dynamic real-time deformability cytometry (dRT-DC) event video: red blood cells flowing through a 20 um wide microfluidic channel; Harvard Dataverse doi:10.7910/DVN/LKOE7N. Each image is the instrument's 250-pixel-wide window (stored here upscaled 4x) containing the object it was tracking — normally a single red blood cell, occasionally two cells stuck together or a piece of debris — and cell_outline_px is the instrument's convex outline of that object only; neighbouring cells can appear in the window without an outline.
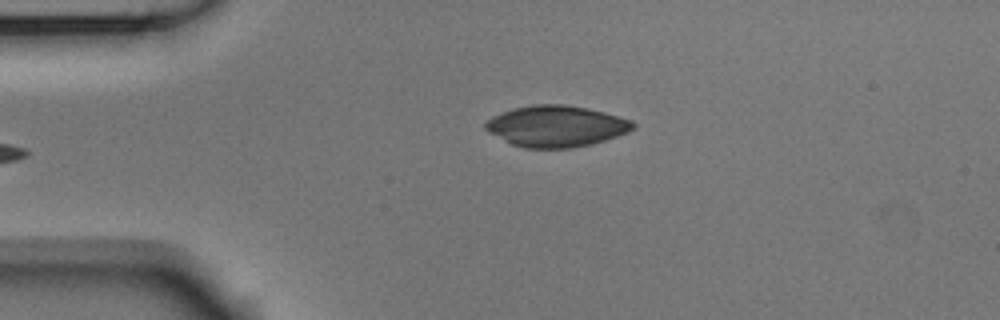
{"species": "Egyptian fruit bat (a non-hibernating species)", "species_latin": "Rousettus aegyptiacus", "temperature_condition": "room temperature", "stored_images_in_passage": 4, "camera_frame_rate_fps": 3000, "um_per_image_px": 0.085, "animal": {"sex": "male"}, "frame": {"image": 1, "passage_image": 4, "time_ms": 1.0, "image_size_px": [1000, 320], "cell_outline_px": [[636, 128], [628, 132], [592, 144], [572, 148], [524, 148], [512, 144], [488, 132], [484, 128], [484, 124], [492, 116], [512, 108], [532, 104], [564, 104], [588, 108], [604, 112], [632, 120], [636, 124]], "centroid_in_image_um": [47.28, 10.72], "position_along_channel_um": 37.7, "area_um2": 35.6}}